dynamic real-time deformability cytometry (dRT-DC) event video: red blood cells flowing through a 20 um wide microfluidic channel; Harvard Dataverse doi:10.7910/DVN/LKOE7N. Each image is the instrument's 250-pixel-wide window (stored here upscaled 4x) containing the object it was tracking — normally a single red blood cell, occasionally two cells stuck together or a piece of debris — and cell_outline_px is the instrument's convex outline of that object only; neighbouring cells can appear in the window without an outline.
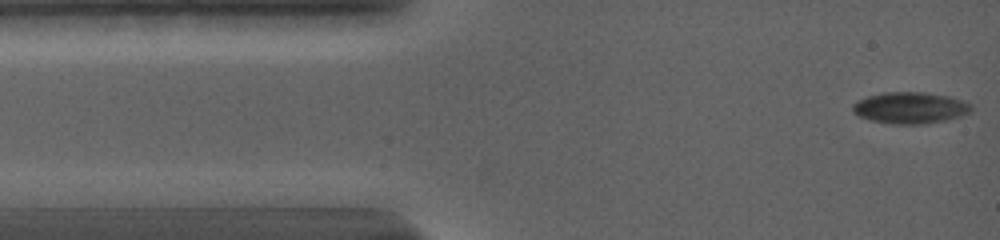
{"species": "common noctule bat (a hibernating species)", "species_latin": "Nyctalus noctula", "temperature_condition": "warm", "stored_images_in_passage": 5, "camera_frame_rate_fps": 5000, "um_per_image_px": 0.085, "animal": {"sex": "female", "body_mass_g": 19.0, "forearm_length_mm": 56.7}, "frame": {"image": 1, "passage_image": 1, "time_ms": 0.0, "image_size_px": [1000, 240], "cell_outline_px": [[972, 112], [960, 116], [928, 124], [888, 124], [868, 120], [852, 112], [852, 104], [868, 96], [880, 92], [924, 92], [948, 96], [972, 104]], "centroid_in_image_um": [77.35, 9.17], "position_along_channel_um": 7.7, "area_um2": 21.91}}